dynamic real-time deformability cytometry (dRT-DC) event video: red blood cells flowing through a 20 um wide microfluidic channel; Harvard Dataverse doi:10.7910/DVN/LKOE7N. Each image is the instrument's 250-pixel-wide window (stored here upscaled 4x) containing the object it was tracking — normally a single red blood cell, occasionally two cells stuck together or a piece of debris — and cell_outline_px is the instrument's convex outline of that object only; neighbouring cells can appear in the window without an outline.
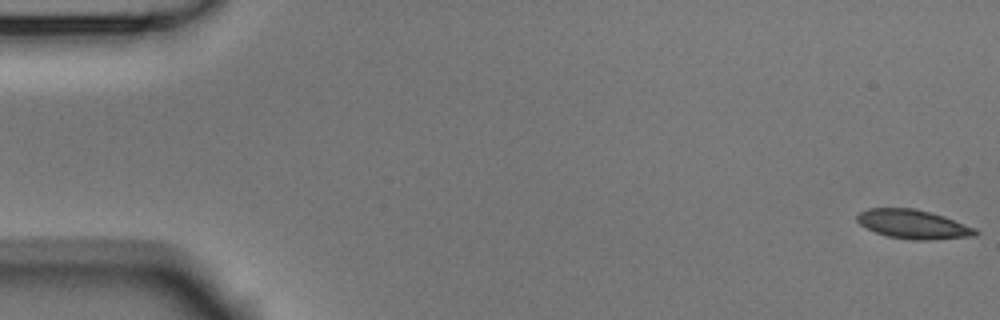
{"species": "Egyptian fruit bat (a non-hibernating species)", "species_latin": "Rousettus aegyptiacus", "temperature_condition": "room temperature", "stored_images_in_passage": 54, "camera_frame_rate_fps": 3000, "um_per_image_px": 0.085, "animal": {"sex": "male"}, "frame": {"image": 1, "passage_image": 1, "time_ms": 0.0, "image_size_px": [1000, 320], "cell_outline_px": [[980, 232], [976, 236], [928, 240], [916, 240], [888, 236], [876, 232], [860, 224], [856, 220], [856, 216], [860, 212], [868, 208], [912, 208], [944, 216], [976, 228]], "centroid_in_image_um": [77.65, 19.06], "position_along_channel_um": 7.4, "area_um2": 19.88}}
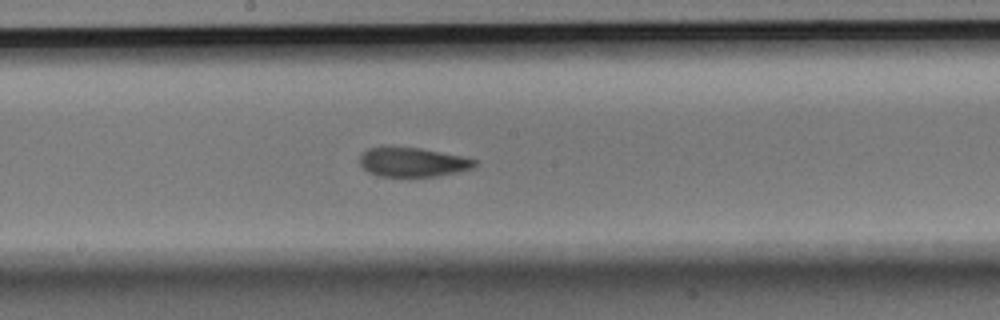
{"frame": {"image": 2, "passage_image": 29, "time_ms": 9.333, "image_size_px": [1000, 320], "cell_outline_px": [[480, 160], [476, 168], [436, 176], [376, 176], [368, 172], [360, 164], [360, 156], [368, 148], [420, 148]], "centroid_in_image_um": [35.14, 13.8], "position_along_channel_um": 213.1, "area_um2": 19.36}}
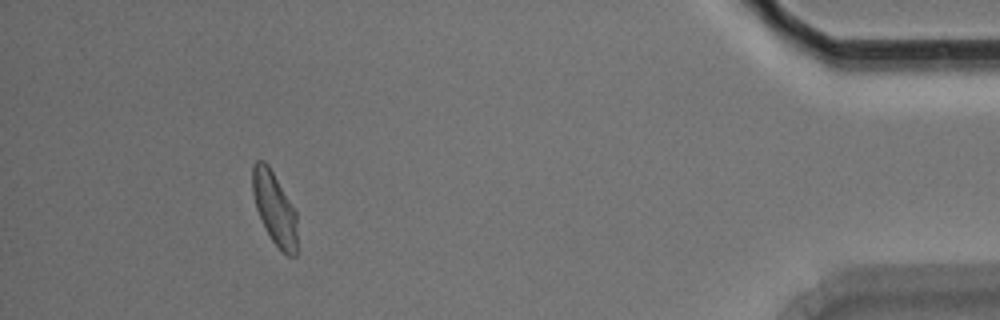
{"frame": {"image": 3, "passage_image": 50, "time_ms": 16.333, "image_size_px": [1000, 320], "cell_outline_px": [[296, 256], [288, 256], [272, 240], [256, 208], [252, 192], [252, 164], [256, 160], [264, 160], [268, 164], [296, 212]], "centroid_in_image_um": [23.31, 17.65], "position_along_channel_um": 411.9, "area_um2": 18.5}, "authors_computed_cell_mechanics": {"area_um2": 20.1722, "velocity_mm_per_s": 3.7008, "shape_relaxation_time_tau1_ms": 5.1683, "shape_relaxation_time_tau2_ms": 2.2007, "deformation_change_tau1": 0.1592, "deformation_change_tau2": 0.0793}}